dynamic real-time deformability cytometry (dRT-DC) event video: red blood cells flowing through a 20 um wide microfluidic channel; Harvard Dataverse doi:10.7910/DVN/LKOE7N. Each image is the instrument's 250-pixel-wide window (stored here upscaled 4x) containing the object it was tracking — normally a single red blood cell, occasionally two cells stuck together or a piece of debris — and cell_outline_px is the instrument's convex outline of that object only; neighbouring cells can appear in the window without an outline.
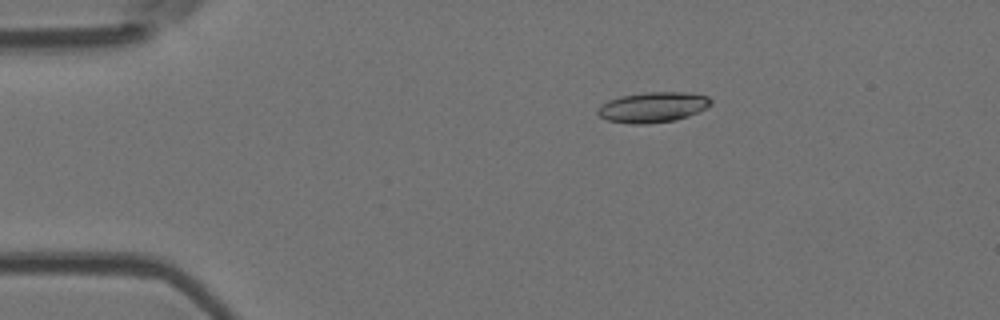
{"species": "Egyptian fruit bat (a non-hibernating species)", "species_latin": "Rousettus aegyptiacus", "temperature_condition": "room temperature", "stored_images_in_passage": 5, "camera_frame_rate_fps": 3000, "um_per_image_px": 0.085, "animal": {"sex": "female"}, "frame": {"image": 1, "passage_image": 3, "time_ms": 3.0, "image_size_px": [1000, 320], "cell_outline_px": [[712, 104], [688, 116], [676, 120], [644, 124], [632, 124], [608, 120], [600, 116], [596, 112], [608, 100], [620, 96], [648, 92], [688, 92], [708, 96], [712, 100]], "centroid_in_image_um": [55.52, 9.1], "position_along_channel_um": 29.5, "area_um2": 19.83}}